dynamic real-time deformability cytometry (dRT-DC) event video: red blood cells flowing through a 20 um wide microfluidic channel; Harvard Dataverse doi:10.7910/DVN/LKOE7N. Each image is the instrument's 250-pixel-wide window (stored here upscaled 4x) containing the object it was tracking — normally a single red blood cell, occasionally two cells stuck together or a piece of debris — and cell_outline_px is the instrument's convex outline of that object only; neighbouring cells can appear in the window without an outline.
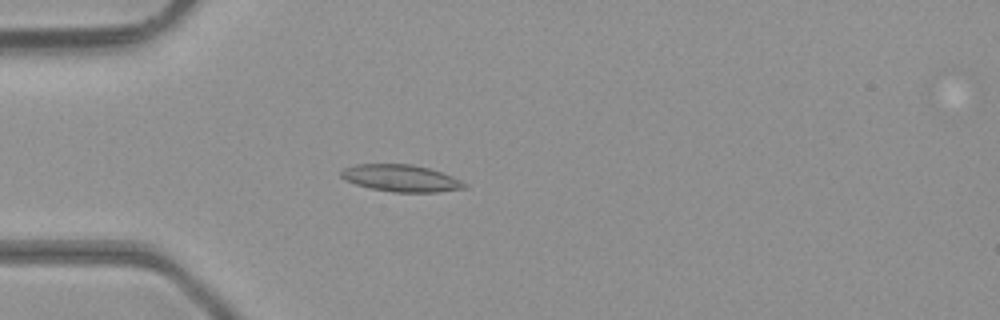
{"species": "common noctule bat (a hibernating species)", "species_latin": "Nyctalus noctula", "temperature_condition": "room temperature", "stored_images_in_passage": 4, "camera_frame_rate_fps": 3000, "um_per_image_px": 0.085, "animal": {"sex": "male", "body_mass_g": 23.1, "forearm_length_mm": 52.7}, "frame": {"image": 1, "passage_image": 4, "time_ms": 1.0, "image_size_px": [1000, 320], "cell_outline_px": [[468, 188], [436, 192], [392, 192], [372, 188], [356, 184], [344, 180], [340, 176], [340, 172], [344, 168], [356, 164], [412, 164], [428, 168], [452, 176], [468, 184]], "centroid_in_image_um": [34.09, 15.15], "position_along_channel_um": 50.9, "area_um2": 19.36}}